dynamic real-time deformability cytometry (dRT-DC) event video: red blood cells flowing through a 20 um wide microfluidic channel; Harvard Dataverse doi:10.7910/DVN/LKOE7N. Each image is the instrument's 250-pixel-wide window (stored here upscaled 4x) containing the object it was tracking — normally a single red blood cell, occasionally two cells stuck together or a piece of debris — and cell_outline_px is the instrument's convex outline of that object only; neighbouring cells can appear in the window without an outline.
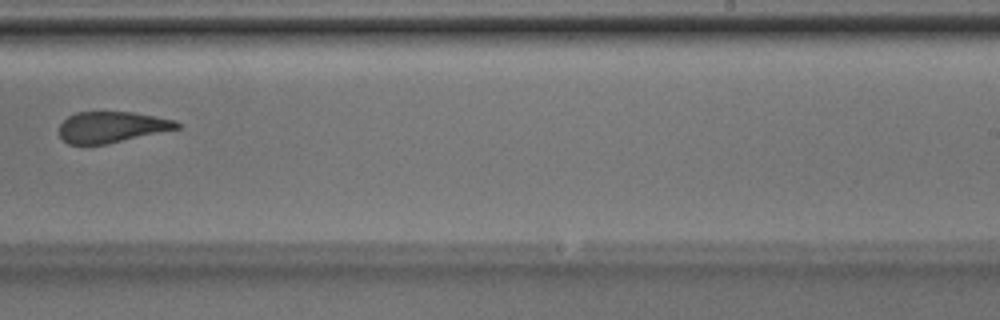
{"species": "Egyptian fruit bat (a non-hibernating species)", "species_latin": "Rousettus aegyptiacus", "temperature_condition": "room temperature", "stored_images_in_passage": 8, "camera_frame_rate_fps": 3000, "um_per_image_px": 0.085, "animal": {"sex": "male"}, "frame": {"image": 1, "passage_image": 7, "time_ms": 2.0, "image_size_px": [1000, 320], "cell_outline_px": [[180, 128], [104, 144], [68, 144], [60, 136], [60, 124], [68, 116], [76, 112], [132, 112], [156, 116], [176, 120], [180, 124]], "centroid_in_image_um": [9.5, 10.79], "position_along_channel_um": 279.5, "area_um2": 21.04}}